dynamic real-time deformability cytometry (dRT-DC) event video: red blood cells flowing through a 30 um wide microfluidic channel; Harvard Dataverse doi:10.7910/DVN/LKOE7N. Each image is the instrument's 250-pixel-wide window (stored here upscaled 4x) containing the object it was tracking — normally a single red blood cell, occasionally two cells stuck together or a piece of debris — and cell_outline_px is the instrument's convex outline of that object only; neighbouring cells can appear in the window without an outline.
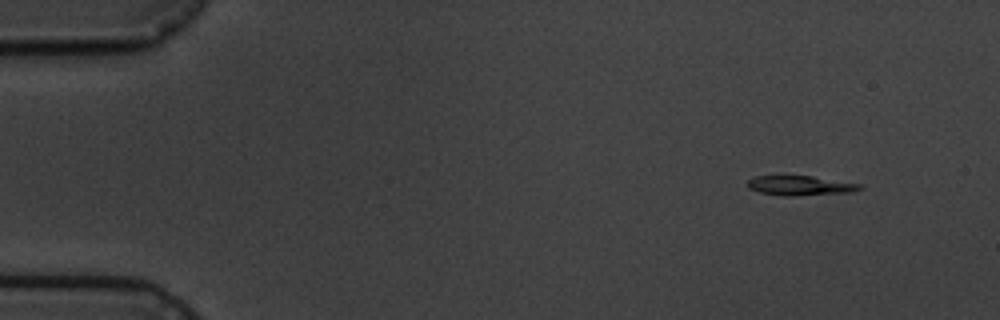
{"species": "common noctule bat (a hibernating species)", "species_latin": "Nyctalus noctula", "temperature_condition": "cold", "stored_images_in_passage": 4, "camera_frame_rate_fps": 3000, "um_per_image_px": 0.085, "animal": {"sex": "male", "body_mass_g": 19.5, "forearm_length_mm": 54.6}, "frame": {"image": 1, "passage_image": 1, "time_ms": 0.0, "image_size_px": [1000, 320], "cell_outline_px": [[864, 188], [852, 192], [792, 196], [784, 196], [760, 192], [748, 188], [748, 180], [756, 176], [812, 176], [864, 184]], "centroid_in_image_um": [68.09, 15.77], "position_along_channel_um": 16.9, "area_um2": 12.89}}
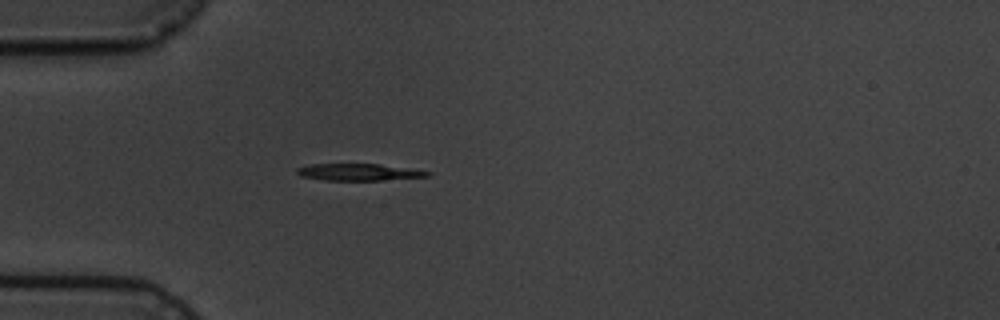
{"frame": {"image": 2, "passage_image": 4, "time_ms": 3.667, "image_size_px": [1000, 320], "cell_outline_px": [[432, 176], [380, 180], [324, 180], [300, 176], [296, 172], [296, 168], [312, 164], [380, 164], [412, 168], [432, 172]], "centroid_in_image_um": [30.54, 14.62], "position_along_channel_um": 54.5, "area_um2": 12.89}}